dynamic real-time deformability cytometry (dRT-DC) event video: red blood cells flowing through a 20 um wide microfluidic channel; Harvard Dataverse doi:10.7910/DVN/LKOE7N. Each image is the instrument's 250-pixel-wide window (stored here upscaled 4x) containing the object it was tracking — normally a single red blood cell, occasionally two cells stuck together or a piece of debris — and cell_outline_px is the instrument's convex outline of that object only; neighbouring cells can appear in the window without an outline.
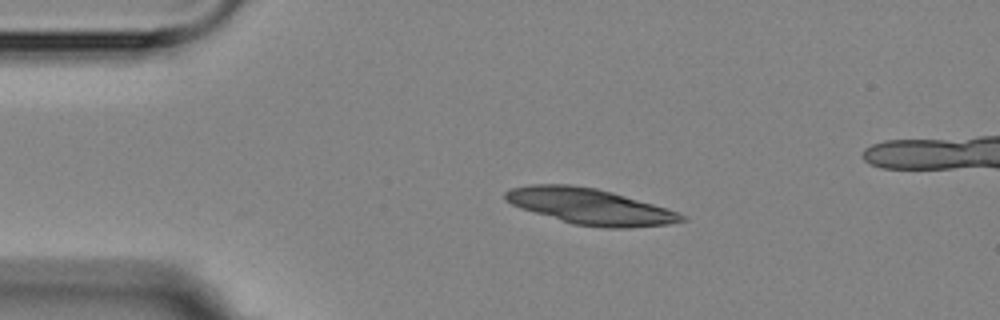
{"species": "Egyptian fruit bat (a non-hibernating species)", "species_latin": "Rousettus aegyptiacus", "temperature_condition": "room temperature", "stored_images_in_passage": 3, "camera_frame_rate_fps": 3000, "um_per_image_px": 0.085, "animal": {"sex": "female"}, "frame": {"image": 1, "passage_image": 1, "time_ms": 0.0, "image_size_px": [1000, 320], "cell_outline_px": [[688, 220], [668, 224], [628, 228], [604, 228], [572, 224], [520, 208], [504, 200], [504, 192], [512, 188], [532, 184], [568, 184], [596, 188], [612, 192], [652, 204], [688, 216]], "centroid_in_image_um": [50.13, 17.55], "position_along_channel_um": 34.9, "area_um2": 36.76}}